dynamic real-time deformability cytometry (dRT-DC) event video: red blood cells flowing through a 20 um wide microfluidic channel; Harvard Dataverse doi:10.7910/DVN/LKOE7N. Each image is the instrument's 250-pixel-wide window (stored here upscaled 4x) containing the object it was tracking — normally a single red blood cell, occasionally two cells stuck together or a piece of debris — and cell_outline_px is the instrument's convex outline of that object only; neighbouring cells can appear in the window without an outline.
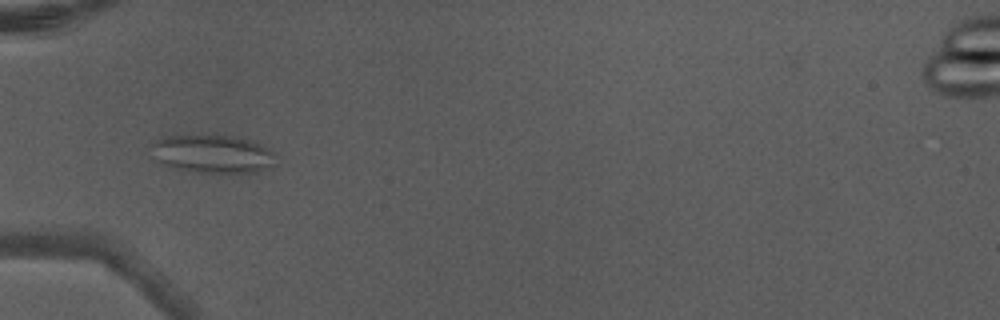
{"species": "Egyptian fruit bat (a non-hibernating species)", "species_latin": "Rousettus aegyptiacus", "temperature_condition": "warm", "stored_images_in_passage": 5, "camera_frame_rate_fps": 3000, "um_per_image_px": 0.085, "animal": {"sex": "male"}, "frame": {"image": 1, "passage_image": 5, "time_ms": 1.333, "image_size_px": [1000, 320], "cell_outline_px": [[276, 164], [256, 172], [196, 172], [176, 168], [164, 164], [160, 160], [148, 144], [164, 136], [232, 136], [252, 140], [276, 152]], "centroid_in_image_um": [18.14, 13.08], "position_along_channel_um": 66.9, "area_um2": 27.4}}